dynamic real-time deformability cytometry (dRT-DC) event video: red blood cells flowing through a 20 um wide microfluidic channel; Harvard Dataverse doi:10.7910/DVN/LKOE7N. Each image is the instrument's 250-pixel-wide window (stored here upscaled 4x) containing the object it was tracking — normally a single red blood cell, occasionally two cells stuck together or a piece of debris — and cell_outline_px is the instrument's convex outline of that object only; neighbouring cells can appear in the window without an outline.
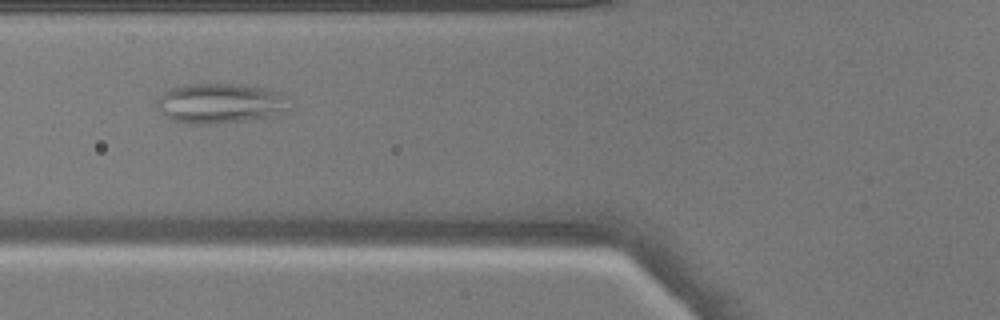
{"species": "common noctule bat (a hibernating species)", "species_latin": "Nyctalus noctula", "temperature_condition": "warm", "stored_images_in_passage": 35, "camera_frame_rate_fps": 3000, "um_per_image_px": 0.085, "animal": {"sex": "male", "body_mass_g": 17.9}, "frame": {"image": 1, "passage_image": 4, "time_ms": 1.0, "image_size_px": [1000, 320], "cell_outline_px": [[292, 100], [288, 108], [276, 116], [248, 120], [216, 124], [196, 124], [172, 120], [164, 116], [156, 108], [156, 100], [164, 92], [172, 88], [184, 84], [244, 84], [268, 88], [288, 96]], "centroid_in_image_um": [18.76, 8.78], "position_along_channel_um": 107.0, "area_um2": 31.5}}
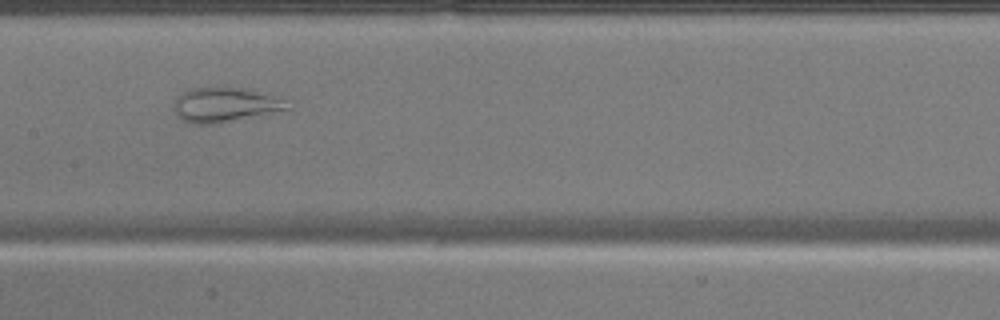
{"frame": {"image": 2, "passage_image": 10, "time_ms": 3.0, "image_size_px": [1000, 320], "cell_outline_px": [[292, 112], [220, 124], [192, 124], [180, 120], [176, 112], [176, 96], [192, 88], [248, 88], [284, 100], [292, 108]], "centroid_in_image_um": [19.28, 8.97], "position_along_channel_um": 188.1, "area_um2": 23.7}}
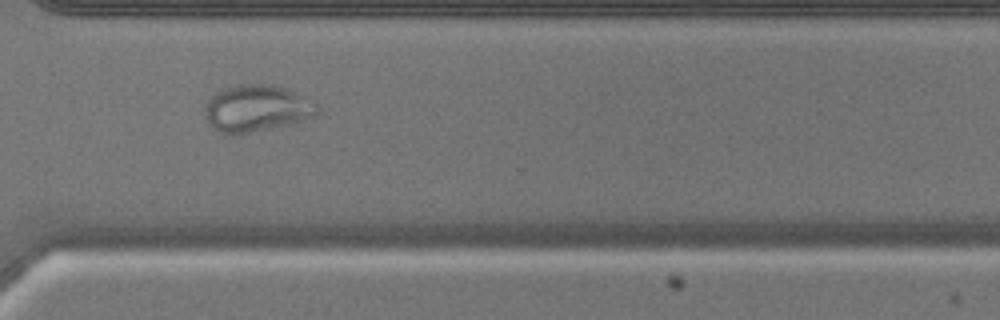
{"frame": {"image": 3, "passage_image": 22, "time_ms": 7.0, "image_size_px": [1000, 320], "cell_outline_px": [[320, 112], [316, 116], [288, 124], [248, 132], [224, 136], [216, 132], [208, 124], [204, 116], [204, 108], [208, 100], [216, 92], [224, 88], [236, 84], [272, 84], [308, 96], [316, 100], [320, 104]], "centroid_in_image_um": [21.83, 9.21], "position_along_channel_um": 348.8, "area_um2": 31.33}}